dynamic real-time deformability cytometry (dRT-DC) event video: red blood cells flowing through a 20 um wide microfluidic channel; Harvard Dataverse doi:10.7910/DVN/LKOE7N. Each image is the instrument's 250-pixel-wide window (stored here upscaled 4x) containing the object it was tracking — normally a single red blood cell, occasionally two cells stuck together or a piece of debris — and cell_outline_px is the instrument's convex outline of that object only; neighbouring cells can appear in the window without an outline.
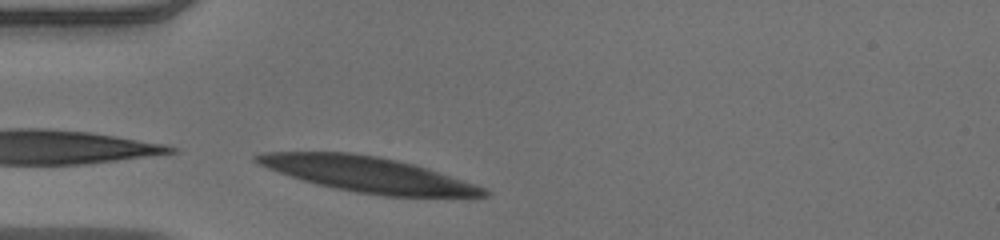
{"species": "human", "species_latin": "Homo sapiens", "temperature_condition": "warm", "stored_images_in_passage": 3, "camera_frame_rate_fps": 3000, "um_per_image_px": 0.085, "donor": {"sex": "male"}, "frame": {"image": 1, "passage_image": 3, "time_ms": 0.667, "image_size_px": [1000, 240], "cell_outline_px": [[488, 192], [484, 196], [384, 196], [356, 192], [336, 188], [304, 180], [268, 168], [260, 164], [252, 156], [264, 152], [348, 152], [380, 156], [412, 164], [484, 188]], "centroid_in_image_um": [31.19, 14.81], "position_along_channel_um": 53.8, "area_um2": 45.32}}